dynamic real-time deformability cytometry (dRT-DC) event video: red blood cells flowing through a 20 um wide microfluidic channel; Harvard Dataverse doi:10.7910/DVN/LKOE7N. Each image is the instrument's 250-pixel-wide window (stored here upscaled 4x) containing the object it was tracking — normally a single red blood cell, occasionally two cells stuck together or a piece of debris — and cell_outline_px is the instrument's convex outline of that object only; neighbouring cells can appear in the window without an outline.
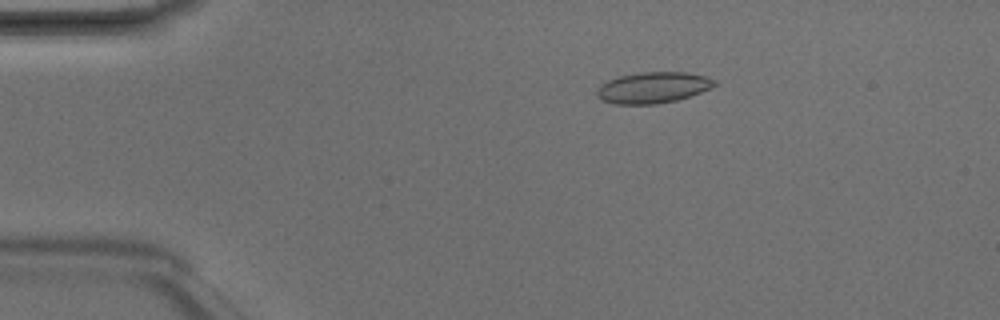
{"species": "Egyptian fruit bat (a non-hibernating species)", "species_latin": "Rousettus aegyptiacus", "temperature_condition": "room temperature", "stored_images_in_passage": 6, "camera_frame_rate_fps": 3000, "um_per_image_px": 0.085, "animal": {"sex": "male"}, "frame": {"image": 1, "passage_image": 3, "time_ms": 0.667, "image_size_px": [1000, 320], "cell_outline_px": [[716, 84], [712, 88], [676, 100], [656, 104], [616, 104], [604, 100], [596, 96], [596, 88], [600, 84], [608, 80], [620, 76], [640, 72], [688, 72], [704, 76], [716, 80]], "centroid_in_image_um": [55.49, 7.44], "position_along_channel_um": 29.5, "area_um2": 21.27}}
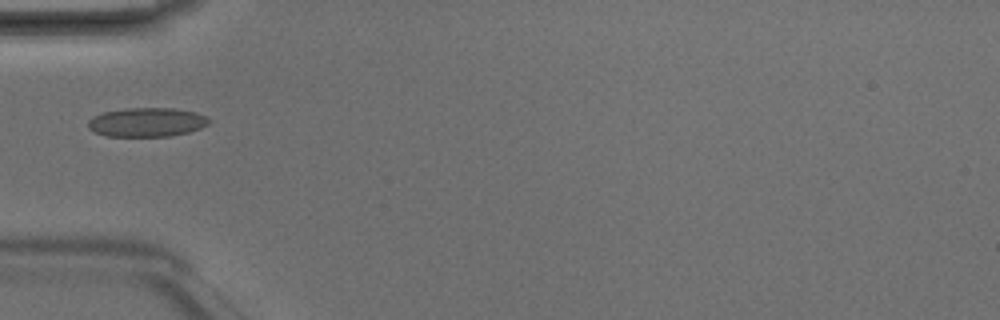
{"frame": {"image": 2, "passage_image": 5, "time_ms": 1.333, "image_size_px": [1000, 320], "cell_outline_px": [[212, 120], [208, 124], [200, 128], [188, 132], [172, 136], [104, 136], [92, 132], [88, 128], [88, 120], [92, 116], [104, 112], [124, 108], [172, 108], [196, 112]], "centroid_in_image_um": [12.44, 10.39], "position_along_channel_um": 72.6, "area_um2": 20.63}}